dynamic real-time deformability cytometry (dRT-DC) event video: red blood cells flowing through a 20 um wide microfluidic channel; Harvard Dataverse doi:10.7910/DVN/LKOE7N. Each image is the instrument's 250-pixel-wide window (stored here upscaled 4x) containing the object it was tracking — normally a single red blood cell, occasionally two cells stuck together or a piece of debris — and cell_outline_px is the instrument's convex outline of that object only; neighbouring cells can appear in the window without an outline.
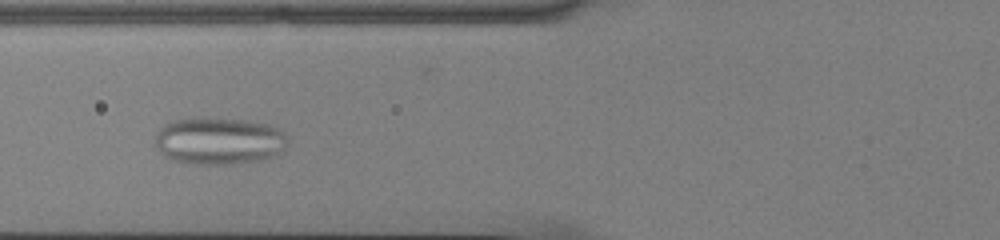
{"species": "common noctule bat (a hibernating species)", "species_latin": "Nyctalus noctula", "temperature_condition": "cold", "stored_images_in_passage": 45, "camera_frame_rate_fps": 3000, "um_per_image_px": 0.085, "animal": {"sex": "male", "body_mass_g": 13.0, "forearm_length_mm": 53.1}, "frame": {"image": 1, "passage_image": 12, "time_ms": 3.667, "image_size_px": [1000, 240], "cell_outline_px": [[288, 144], [284, 152], [264, 160], [228, 164], [196, 164], [168, 160], [156, 148], [156, 132], [164, 124], [172, 120], [244, 120], [268, 124], [284, 132], [288, 136]], "centroid_in_image_um": [18.66, 12.02], "position_along_channel_um": 107.1, "area_um2": 36.3}}
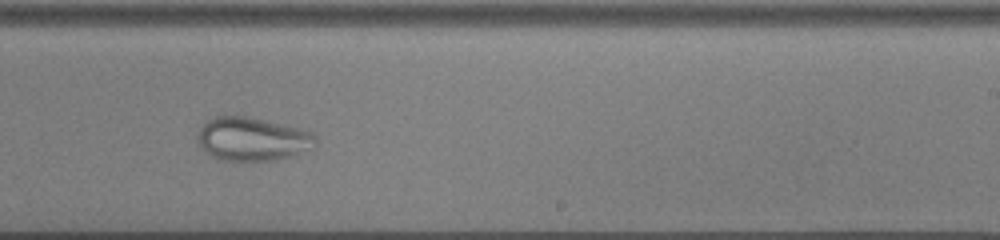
{"frame": {"image": 2, "passage_image": 25, "time_ms": 8.0, "image_size_px": [1000, 240], "cell_outline_px": [[316, 144], [312, 148], [292, 156], [276, 160], [216, 160], [204, 152], [200, 148], [196, 140], [196, 132], [204, 120], [216, 116], [244, 116], [268, 120], [284, 124], [312, 132], [316, 136]], "centroid_in_image_um": [21.38, 11.81], "position_along_channel_um": 267.6, "area_um2": 30.52}}
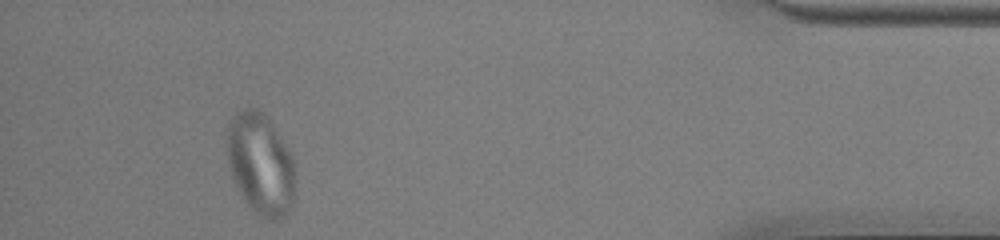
{"frame": {"image": 3, "passage_image": 41, "time_ms": 13.333, "image_size_px": [1000, 240], "cell_outline_px": [[292, 204], [288, 212], [284, 216], [272, 220], [268, 220], [252, 212], [240, 192], [232, 176], [228, 164], [228, 124], [244, 108], [256, 108], [272, 124], [280, 136], [292, 160]], "centroid_in_image_um": [22.11, 13.98], "position_along_channel_um": 413.1, "area_um2": 38.96}}